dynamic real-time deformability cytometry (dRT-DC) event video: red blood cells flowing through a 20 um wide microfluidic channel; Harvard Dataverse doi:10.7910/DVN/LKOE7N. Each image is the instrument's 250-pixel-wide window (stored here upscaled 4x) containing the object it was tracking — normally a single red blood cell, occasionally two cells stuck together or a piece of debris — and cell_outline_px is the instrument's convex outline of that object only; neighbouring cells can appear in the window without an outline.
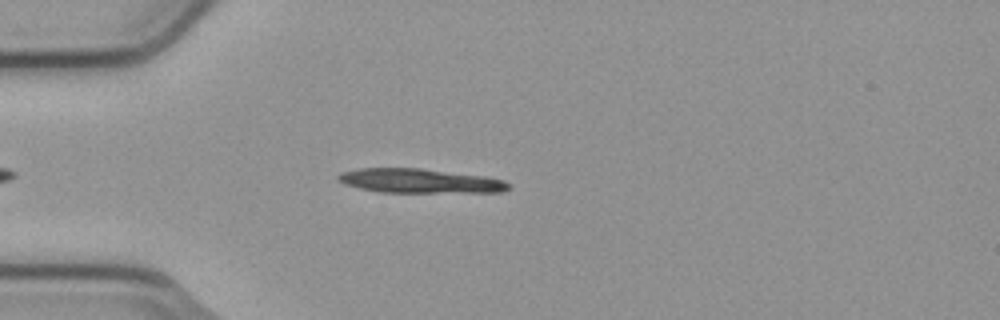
{"species": "common noctule bat (a hibernating species)", "species_latin": "Nyctalus noctula", "temperature_condition": "cold", "stored_images_in_passage": 8, "camera_frame_rate_fps": 3000, "um_per_image_px": 0.085, "animal": {"sex": "male", "body_mass_g": 23.1, "forearm_length_mm": 52.7}, "frame": {"image": 1, "passage_image": 3, "time_ms": 0.667, "image_size_px": [1000, 320], "cell_outline_px": [[512, 184], [504, 192], [380, 192], [360, 188], [344, 184], [336, 180], [336, 176], [340, 172], [360, 168], [420, 168], [488, 176], [504, 180]], "centroid_in_image_um": [35.69, 15.37], "position_along_channel_um": 49.3, "area_um2": 24.33}}